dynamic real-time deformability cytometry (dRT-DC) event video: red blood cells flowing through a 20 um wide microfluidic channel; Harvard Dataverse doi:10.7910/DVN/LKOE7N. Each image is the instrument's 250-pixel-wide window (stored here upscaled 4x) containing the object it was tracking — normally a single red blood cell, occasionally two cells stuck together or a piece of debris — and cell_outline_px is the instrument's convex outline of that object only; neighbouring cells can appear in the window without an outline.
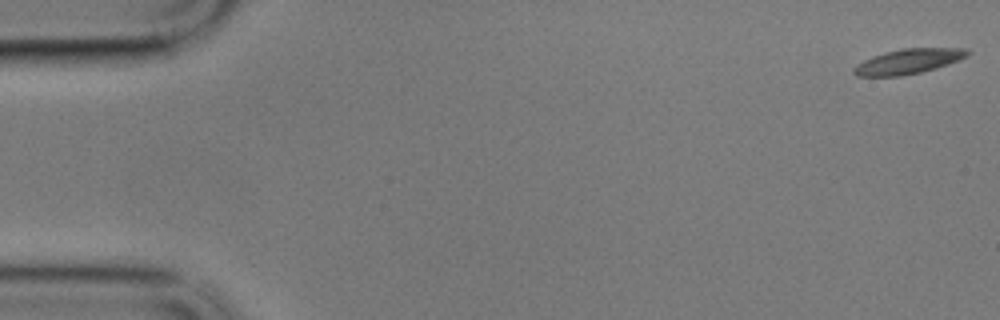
{"species": "common noctule bat (a hibernating species)", "species_latin": "Nyctalus noctula", "temperature_condition": "cold", "stored_images_in_passage": 60, "camera_frame_rate_fps": 3000, "um_per_image_px": 0.085, "animal": {"sex": "male", "body_mass_g": 17.9}, "frame": {"image": 1, "passage_image": 1, "time_ms": 0.0, "image_size_px": [1000, 320], "cell_outline_px": [[972, 52], [968, 56], [948, 64], [936, 68], [920, 72], [900, 76], [856, 76], [852, 72], [852, 68], [864, 60], [872, 56], [884, 52], [900, 48], [968, 48]], "centroid_in_image_um": [77.22, 5.21], "position_along_channel_um": 7.8, "area_um2": 16.65}}
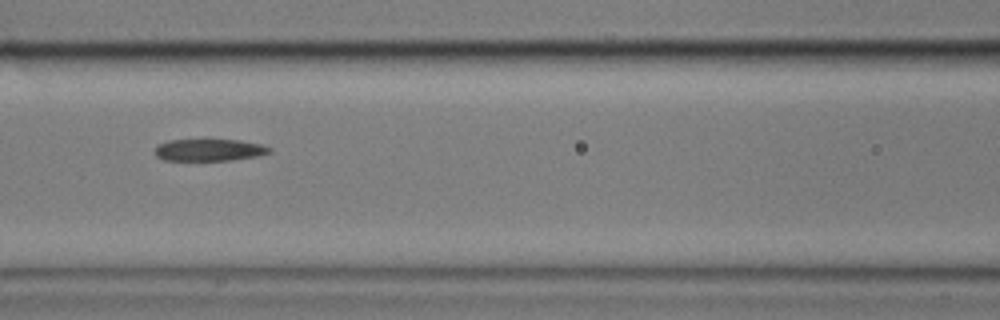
{"frame": {"image": 2, "passage_image": 27, "time_ms": 8.667, "image_size_px": [1000, 320], "cell_outline_px": [[272, 152], [260, 156], [232, 160], [164, 160], [156, 156], [156, 144], [168, 140], [240, 140], [260, 144], [272, 148]], "centroid_in_image_um": [17.81, 12.75], "position_along_channel_um": 148.8, "area_um2": 14.74}}
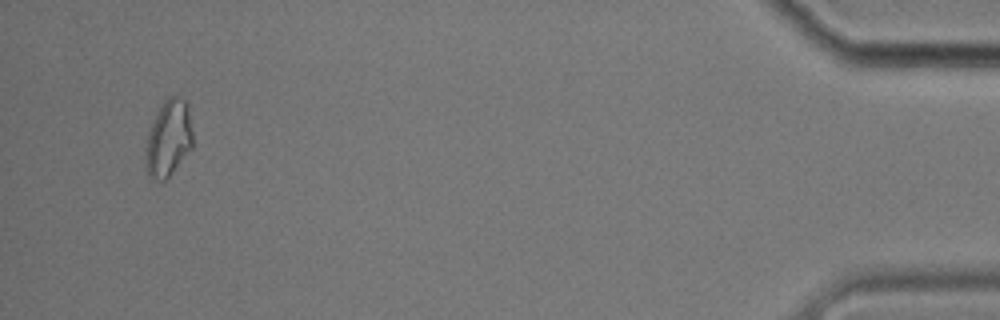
{"frame": {"image": 3, "passage_image": 58, "time_ms": 19.0, "image_size_px": [1000, 320], "cell_outline_px": [[192, 148], [168, 176], [164, 180], [156, 180], [148, 176], [144, 164], [144, 160], [148, 132], [164, 100], [168, 96], [180, 96], [188, 104], [192, 132]], "centroid_in_image_um": [14.31, 11.76], "position_along_channel_um": 420.9, "area_um2": 20.87}}